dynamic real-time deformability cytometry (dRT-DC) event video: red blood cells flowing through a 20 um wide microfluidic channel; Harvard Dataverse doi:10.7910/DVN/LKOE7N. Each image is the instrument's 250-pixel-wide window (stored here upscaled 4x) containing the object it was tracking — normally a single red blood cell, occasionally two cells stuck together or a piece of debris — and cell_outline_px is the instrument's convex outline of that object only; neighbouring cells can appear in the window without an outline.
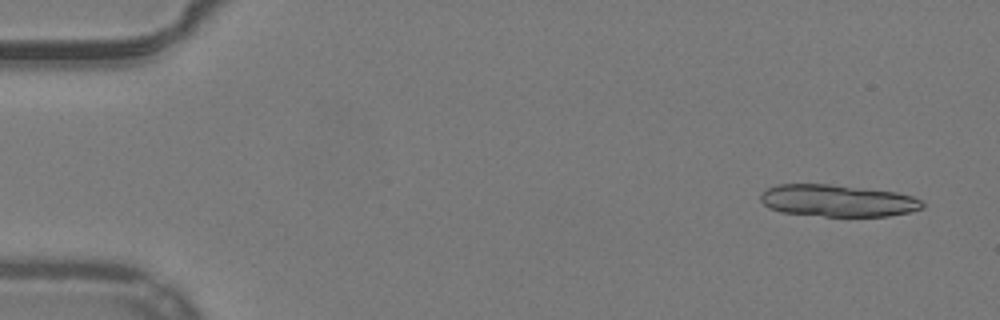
{"species": "common noctule bat (a hibernating species)", "species_latin": "Nyctalus noctula", "temperature_condition": "warm", "stored_images_in_passage": 15, "camera_frame_rate_fps": 3000, "um_per_image_px": 0.085, "animal": {"sex": "male", "body_mass_g": 19.2, "forearm_length_mm": 51.8}, "frame": {"image": 1, "passage_image": 3, "time_ms": 0.667, "image_size_px": [1000, 320], "cell_outline_px": [[924, 208], [908, 212], [888, 216], [824, 216], [780, 212], [768, 208], [760, 200], [760, 192], [768, 188], [780, 184], [828, 184], [896, 192], [912, 196], [920, 200], [924, 204]], "centroid_in_image_um": [71.16, 17.06], "position_along_channel_um": 13.8, "area_um2": 30.11}}